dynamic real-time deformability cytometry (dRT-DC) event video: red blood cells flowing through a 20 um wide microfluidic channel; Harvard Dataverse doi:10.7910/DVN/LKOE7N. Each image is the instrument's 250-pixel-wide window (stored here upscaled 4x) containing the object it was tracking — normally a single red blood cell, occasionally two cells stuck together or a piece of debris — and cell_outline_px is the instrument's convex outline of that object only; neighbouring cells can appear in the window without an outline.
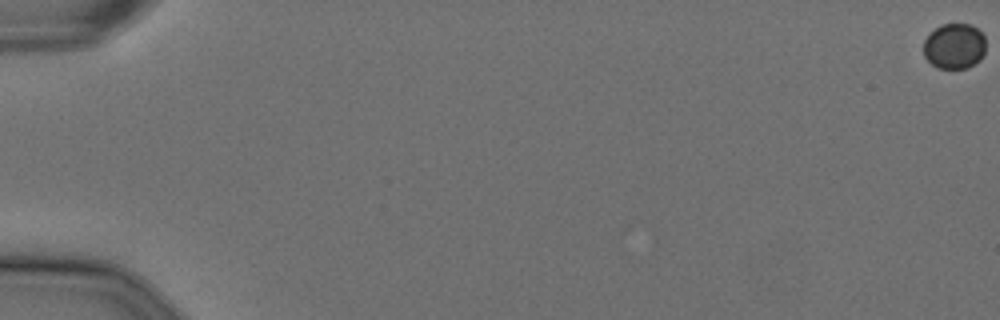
{"species": "Egyptian fruit bat (a non-hibernating species)", "species_latin": "Rousettus aegyptiacus", "temperature_condition": "cold", "stored_images_in_passage": 59, "camera_frame_rate_fps": 3000, "um_per_image_px": 0.085, "animal": {"sex": "female"}, "frame": {"image": 1, "passage_image": 1, "time_ms": 0.0, "image_size_px": [1000, 320], "cell_outline_px": [[984, 52], [980, 60], [968, 68], [936, 68], [924, 56], [924, 40], [940, 24], [972, 24], [984, 36]], "centroid_in_image_um": [81.12, 3.93], "position_along_channel_um": 3.9, "area_um2": 16.42}}
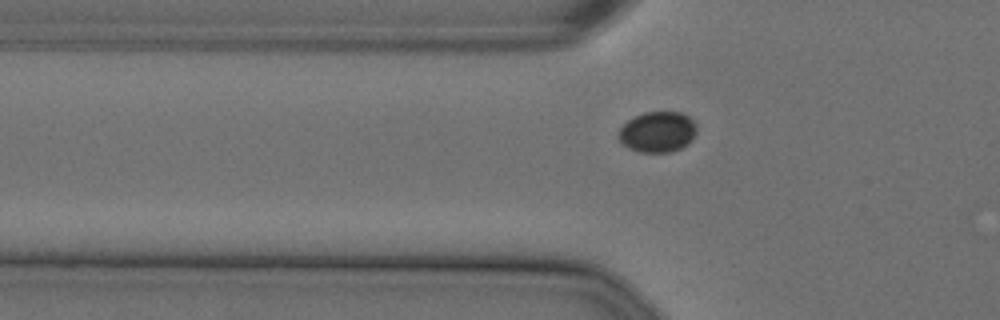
{"frame": {"image": 2, "passage_image": 22, "time_ms": 7.0, "image_size_px": [1000, 320], "cell_outline_px": [[696, 132], [692, 140], [688, 144], [680, 148], [668, 152], [640, 152], [628, 148], [616, 136], [620, 128], [628, 120], [644, 112], [680, 112], [688, 116], [696, 124]], "centroid_in_image_um": [55.89, 11.21], "position_along_channel_um": 69.9, "area_um2": 18.5}}
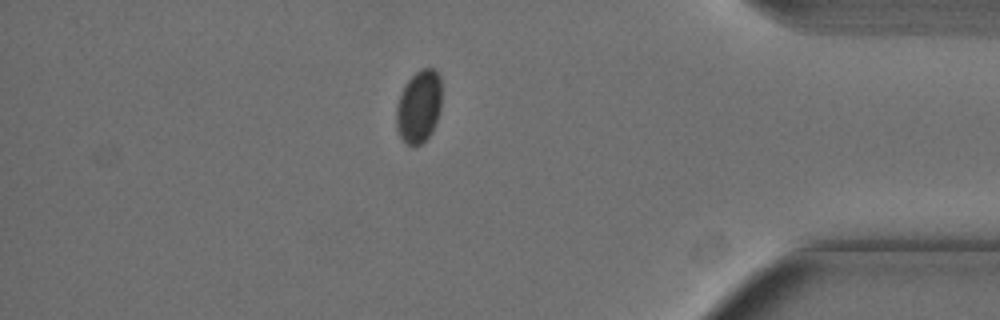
{"frame": {"image": 3, "passage_image": 52, "time_ms": 17.0, "image_size_px": [1000, 320], "cell_outline_px": [[440, 112], [432, 132], [420, 144], [408, 144], [400, 136], [396, 128], [396, 108], [400, 92], [408, 80], [416, 72], [424, 68], [436, 68], [440, 76]], "centroid_in_image_um": [35.6, 9.03], "position_along_channel_um": 399.6, "area_um2": 19.13}}